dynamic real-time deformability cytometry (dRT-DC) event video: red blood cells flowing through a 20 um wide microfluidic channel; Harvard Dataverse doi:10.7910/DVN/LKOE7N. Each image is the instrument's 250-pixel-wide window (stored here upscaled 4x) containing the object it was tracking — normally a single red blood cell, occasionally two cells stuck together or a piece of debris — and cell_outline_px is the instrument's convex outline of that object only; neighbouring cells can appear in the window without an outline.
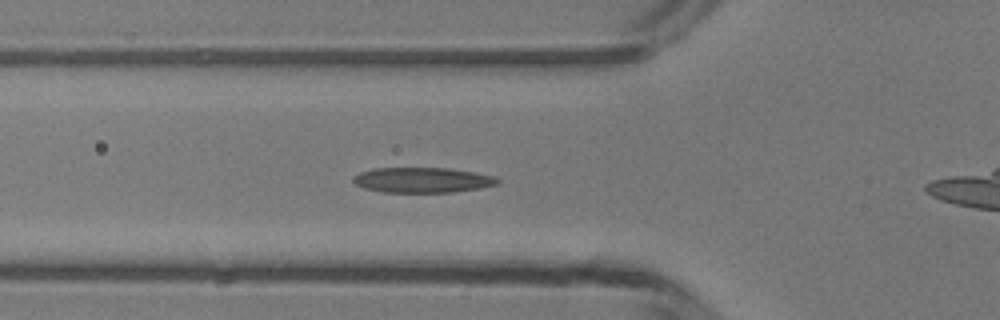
{"species": "common noctule bat (a hibernating species)", "species_latin": "Nyctalus noctula", "temperature_condition": "room temperature", "stored_images_in_passage": 18, "camera_frame_rate_fps": 3000, "um_per_image_px": 0.085, "animal": {"sex": "male", "body_mass_g": 13.3}, "frame": {"image": 1, "passage_image": 17, "time_ms": 5.333, "image_size_px": [1000, 320], "cell_outline_px": [[500, 184], [480, 188], [456, 192], [380, 192], [364, 188], [356, 184], [352, 180], [352, 176], [360, 172], [372, 168], [448, 168], [476, 172], [496, 176], [500, 180]], "centroid_in_image_um": [35.93, 15.3], "position_along_channel_um": 89.9, "area_um2": 21.5}}